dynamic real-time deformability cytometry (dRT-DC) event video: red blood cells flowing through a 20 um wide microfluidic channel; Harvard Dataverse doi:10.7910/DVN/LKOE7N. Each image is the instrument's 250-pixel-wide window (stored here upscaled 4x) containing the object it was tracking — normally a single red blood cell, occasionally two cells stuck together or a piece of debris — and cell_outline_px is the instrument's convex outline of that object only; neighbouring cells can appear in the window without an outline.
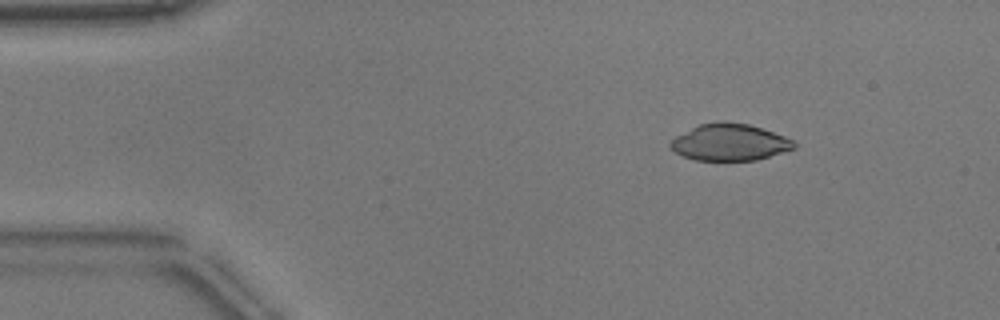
{"species": "common noctule bat (a hibernating species)", "species_latin": "Nyctalus noctula", "temperature_condition": "warm", "stored_images_in_passage": 51, "camera_frame_rate_fps": 3000, "um_per_image_px": 0.085, "animal": {"sex": "male", "body_mass_g": 17.9}, "frame": {"image": 1, "passage_image": 6, "time_ms": 1.667, "image_size_px": [1000, 320], "cell_outline_px": [[796, 148], [756, 160], [696, 160], [684, 156], [676, 152], [668, 144], [676, 136], [700, 124], [724, 120], [748, 124], [784, 136], [792, 140], [796, 144]], "centroid_in_image_um": [62.02, 12.09], "position_along_channel_um": 23.0, "area_um2": 26.18}}
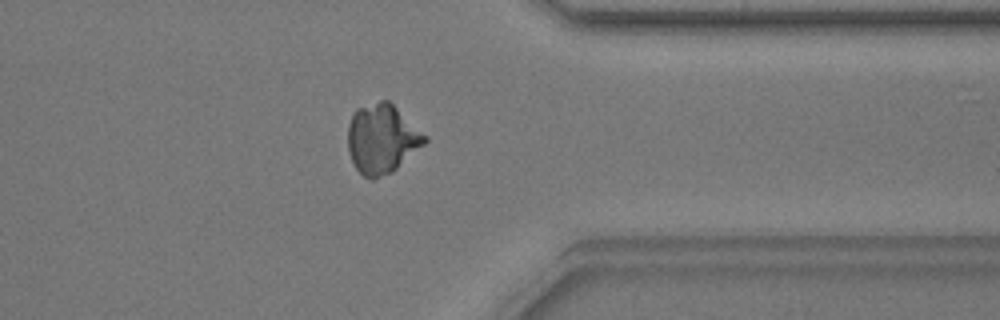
{"frame": {"image": 2, "passage_image": 40, "time_ms": 13.0, "image_size_px": [1000, 320], "cell_outline_px": [[428, 140], [424, 144], [392, 172], [372, 180], [364, 176], [356, 168], [348, 152], [348, 124], [356, 108], [380, 100], [388, 100], [428, 136]], "centroid_in_image_um": [32.46, 11.79], "position_along_channel_um": 378.9, "area_um2": 30.92}}
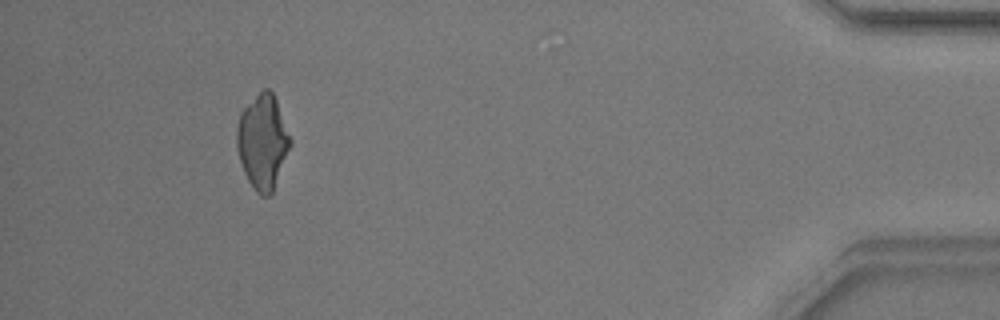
{"frame": {"image": 3, "passage_image": 47, "time_ms": 15.333, "image_size_px": [1000, 320], "cell_outline_px": [[292, 144], [272, 192], [268, 196], [260, 196], [256, 192], [248, 180], [244, 172], [236, 148], [236, 128], [240, 112], [264, 88], [268, 88], [272, 92], [276, 100], [292, 140]], "centroid_in_image_um": [22.32, 12.06], "position_along_channel_um": 412.9, "area_um2": 29.3}}